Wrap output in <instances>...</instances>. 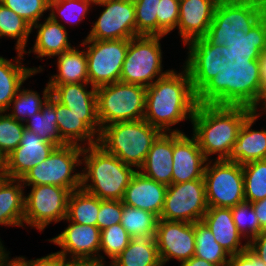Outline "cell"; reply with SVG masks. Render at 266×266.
Instances as JSON below:
<instances>
[{
  "label": "cell",
  "instance_id": "1",
  "mask_svg": "<svg viewBox=\"0 0 266 266\" xmlns=\"http://www.w3.org/2000/svg\"><path fill=\"white\" fill-rule=\"evenodd\" d=\"M179 73L171 69L146 88L144 120L161 132L184 133L171 126L189 119L192 121L198 105L187 69Z\"/></svg>",
  "mask_w": 266,
  "mask_h": 266
},
{
  "label": "cell",
  "instance_id": "2",
  "mask_svg": "<svg viewBox=\"0 0 266 266\" xmlns=\"http://www.w3.org/2000/svg\"><path fill=\"white\" fill-rule=\"evenodd\" d=\"M251 114L245 106L198 104L191 124L205 158L218 154L215 160H225L236 141L245 119Z\"/></svg>",
  "mask_w": 266,
  "mask_h": 266
},
{
  "label": "cell",
  "instance_id": "3",
  "mask_svg": "<svg viewBox=\"0 0 266 266\" xmlns=\"http://www.w3.org/2000/svg\"><path fill=\"white\" fill-rule=\"evenodd\" d=\"M261 84L258 60L228 62L197 93V103L250 108L256 101Z\"/></svg>",
  "mask_w": 266,
  "mask_h": 266
},
{
  "label": "cell",
  "instance_id": "4",
  "mask_svg": "<svg viewBox=\"0 0 266 266\" xmlns=\"http://www.w3.org/2000/svg\"><path fill=\"white\" fill-rule=\"evenodd\" d=\"M81 158V188L101 200H122L136 170L98 144L83 146Z\"/></svg>",
  "mask_w": 266,
  "mask_h": 266
},
{
  "label": "cell",
  "instance_id": "5",
  "mask_svg": "<svg viewBox=\"0 0 266 266\" xmlns=\"http://www.w3.org/2000/svg\"><path fill=\"white\" fill-rule=\"evenodd\" d=\"M161 133L144 119L115 122L101 128L98 145L138 171Z\"/></svg>",
  "mask_w": 266,
  "mask_h": 266
},
{
  "label": "cell",
  "instance_id": "6",
  "mask_svg": "<svg viewBox=\"0 0 266 266\" xmlns=\"http://www.w3.org/2000/svg\"><path fill=\"white\" fill-rule=\"evenodd\" d=\"M97 115L101 128L115 122L144 119L146 87L114 82L96 88Z\"/></svg>",
  "mask_w": 266,
  "mask_h": 266
},
{
  "label": "cell",
  "instance_id": "7",
  "mask_svg": "<svg viewBox=\"0 0 266 266\" xmlns=\"http://www.w3.org/2000/svg\"><path fill=\"white\" fill-rule=\"evenodd\" d=\"M82 153L83 146H58L44 161L29 170L21 181L23 185L50 184L67 188L70 192L75 191L81 188V173H75V170L82 165Z\"/></svg>",
  "mask_w": 266,
  "mask_h": 266
},
{
  "label": "cell",
  "instance_id": "8",
  "mask_svg": "<svg viewBox=\"0 0 266 266\" xmlns=\"http://www.w3.org/2000/svg\"><path fill=\"white\" fill-rule=\"evenodd\" d=\"M161 38L162 36L139 35L130 39L120 82L147 88L170 71L162 70Z\"/></svg>",
  "mask_w": 266,
  "mask_h": 266
},
{
  "label": "cell",
  "instance_id": "9",
  "mask_svg": "<svg viewBox=\"0 0 266 266\" xmlns=\"http://www.w3.org/2000/svg\"><path fill=\"white\" fill-rule=\"evenodd\" d=\"M260 20V0H219L204 36L211 44L225 46L232 37L248 33Z\"/></svg>",
  "mask_w": 266,
  "mask_h": 266
},
{
  "label": "cell",
  "instance_id": "10",
  "mask_svg": "<svg viewBox=\"0 0 266 266\" xmlns=\"http://www.w3.org/2000/svg\"><path fill=\"white\" fill-rule=\"evenodd\" d=\"M210 159L204 170L208 207L231 208L245 201L242 165ZM212 164V165H211Z\"/></svg>",
  "mask_w": 266,
  "mask_h": 266
},
{
  "label": "cell",
  "instance_id": "11",
  "mask_svg": "<svg viewBox=\"0 0 266 266\" xmlns=\"http://www.w3.org/2000/svg\"><path fill=\"white\" fill-rule=\"evenodd\" d=\"M130 39L90 40L85 38L89 84L95 88L120 81ZM88 45V46H87Z\"/></svg>",
  "mask_w": 266,
  "mask_h": 266
},
{
  "label": "cell",
  "instance_id": "12",
  "mask_svg": "<svg viewBox=\"0 0 266 266\" xmlns=\"http://www.w3.org/2000/svg\"><path fill=\"white\" fill-rule=\"evenodd\" d=\"M31 186L25 196L24 223L43 231L50 223H58L67 218L68 198L70 191L56 185Z\"/></svg>",
  "mask_w": 266,
  "mask_h": 266
},
{
  "label": "cell",
  "instance_id": "13",
  "mask_svg": "<svg viewBox=\"0 0 266 266\" xmlns=\"http://www.w3.org/2000/svg\"><path fill=\"white\" fill-rule=\"evenodd\" d=\"M207 209L204 179L171 184L159 219L194 223L202 220Z\"/></svg>",
  "mask_w": 266,
  "mask_h": 266
},
{
  "label": "cell",
  "instance_id": "14",
  "mask_svg": "<svg viewBox=\"0 0 266 266\" xmlns=\"http://www.w3.org/2000/svg\"><path fill=\"white\" fill-rule=\"evenodd\" d=\"M96 5L104 9L86 36L87 39H131L137 36L133 0H106Z\"/></svg>",
  "mask_w": 266,
  "mask_h": 266
},
{
  "label": "cell",
  "instance_id": "15",
  "mask_svg": "<svg viewBox=\"0 0 266 266\" xmlns=\"http://www.w3.org/2000/svg\"><path fill=\"white\" fill-rule=\"evenodd\" d=\"M155 241L163 266L172 258L182 264L195 253L194 223L159 219Z\"/></svg>",
  "mask_w": 266,
  "mask_h": 266
},
{
  "label": "cell",
  "instance_id": "16",
  "mask_svg": "<svg viewBox=\"0 0 266 266\" xmlns=\"http://www.w3.org/2000/svg\"><path fill=\"white\" fill-rule=\"evenodd\" d=\"M188 58L184 67L187 69L194 92L197 94L211 81L228 60L221 55V46L209 43L204 37L188 42Z\"/></svg>",
  "mask_w": 266,
  "mask_h": 266
},
{
  "label": "cell",
  "instance_id": "17",
  "mask_svg": "<svg viewBox=\"0 0 266 266\" xmlns=\"http://www.w3.org/2000/svg\"><path fill=\"white\" fill-rule=\"evenodd\" d=\"M57 144L47 142L24 129L19 146L5 159V177L21 179L29 170L44 161Z\"/></svg>",
  "mask_w": 266,
  "mask_h": 266
},
{
  "label": "cell",
  "instance_id": "18",
  "mask_svg": "<svg viewBox=\"0 0 266 266\" xmlns=\"http://www.w3.org/2000/svg\"><path fill=\"white\" fill-rule=\"evenodd\" d=\"M172 184L204 179L207 163L197 139L185 133L173 132Z\"/></svg>",
  "mask_w": 266,
  "mask_h": 266
},
{
  "label": "cell",
  "instance_id": "19",
  "mask_svg": "<svg viewBox=\"0 0 266 266\" xmlns=\"http://www.w3.org/2000/svg\"><path fill=\"white\" fill-rule=\"evenodd\" d=\"M69 225L56 237L49 240L58 245V251L66 259L71 258H102L100 255L101 230L97 226L77 224L68 219ZM69 255V256H68Z\"/></svg>",
  "mask_w": 266,
  "mask_h": 266
},
{
  "label": "cell",
  "instance_id": "20",
  "mask_svg": "<svg viewBox=\"0 0 266 266\" xmlns=\"http://www.w3.org/2000/svg\"><path fill=\"white\" fill-rule=\"evenodd\" d=\"M56 115L60 138L66 144L84 145V147L86 144L87 146L98 144L101 132L98 115H76L57 100Z\"/></svg>",
  "mask_w": 266,
  "mask_h": 266
},
{
  "label": "cell",
  "instance_id": "21",
  "mask_svg": "<svg viewBox=\"0 0 266 266\" xmlns=\"http://www.w3.org/2000/svg\"><path fill=\"white\" fill-rule=\"evenodd\" d=\"M219 0H180L178 33L184 46L206 35Z\"/></svg>",
  "mask_w": 266,
  "mask_h": 266
},
{
  "label": "cell",
  "instance_id": "22",
  "mask_svg": "<svg viewBox=\"0 0 266 266\" xmlns=\"http://www.w3.org/2000/svg\"><path fill=\"white\" fill-rule=\"evenodd\" d=\"M167 187L136 171L125 189L122 203L149 211L160 218Z\"/></svg>",
  "mask_w": 266,
  "mask_h": 266
},
{
  "label": "cell",
  "instance_id": "23",
  "mask_svg": "<svg viewBox=\"0 0 266 266\" xmlns=\"http://www.w3.org/2000/svg\"><path fill=\"white\" fill-rule=\"evenodd\" d=\"M202 221L210 229L216 242L230 255L242 253L248 248V242L241 244L243 236L234 223L231 208L208 207Z\"/></svg>",
  "mask_w": 266,
  "mask_h": 266
},
{
  "label": "cell",
  "instance_id": "24",
  "mask_svg": "<svg viewBox=\"0 0 266 266\" xmlns=\"http://www.w3.org/2000/svg\"><path fill=\"white\" fill-rule=\"evenodd\" d=\"M173 132H162L153 142L139 172L166 186L172 184Z\"/></svg>",
  "mask_w": 266,
  "mask_h": 266
},
{
  "label": "cell",
  "instance_id": "25",
  "mask_svg": "<svg viewBox=\"0 0 266 266\" xmlns=\"http://www.w3.org/2000/svg\"><path fill=\"white\" fill-rule=\"evenodd\" d=\"M58 19V15L49 14L42 24L38 22L32 26V31L33 28L37 30L35 44L32 50L29 49L24 54L33 52L37 58H52L73 48L69 43L66 27Z\"/></svg>",
  "mask_w": 266,
  "mask_h": 266
},
{
  "label": "cell",
  "instance_id": "26",
  "mask_svg": "<svg viewBox=\"0 0 266 266\" xmlns=\"http://www.w3.org/2000/svg\"><path fill=\"white\" fill-rule=\"evenodd\" d=\"M255 122L256 118L252 114L245 119L225 161L243 165L266 159V130L252 129Z\"/></svg>",
  "mask_w": 266,
  "mask_h": 266
},
{
  "label": "cell",
  "instance_id": "27",
  "mask_svg": "<svg viewBox=\"0 0 266 266\" xmlns=\"http://www.w3.org/2000/svg\"><path fill=\"white\" fill-rule=\"evenodd\" d=\"M17 53L15 61L0 56V112H7L25 80L43 71L41 66L37 68L23 66L20 60H23L24 53L20 51Z\"/></svg>",
  "mask_w": 266,
  "mask_h": 266
},
{
  "label": "cell",
  "instance_id": "28",
  "mask_svg": "<svg viewBox=\"0 0 266 266\" xmlns=\"http://www.w3.org/2000/svg\"><path fill=\"white\" fill-rule=\"evenodd\" d=\"M266 49V29L261 19L252 27L248 33L234 35L229 43L221 46V55L228 62L253 61Z\"/></svg>",
  "mask_w": 266,
  "mask_h": 266
},
{
  "label": "cell",
  "instance_id": "29",
  "mask_svg": "<svg viewBox=\"0 0 266 266\" xmlns=\"http://www.w3.org/2000/svg\"><path fill=\"white\" fill-rule=\"evenodd\" d=\"M21 179H0V225L24 226L25 194Z\"/></svg>",
  "mask_w": 266,
  "mask_h": 266
},
{
  "label": "cell",
  "instance_id": "30",
  "mask_svg": "<svg viewBox=\"0 0 266 266\" xmlns=\"http://www.w3.org/2000/svg\"><path fill=\"white\" fill-rule=\"evenodd\" d=\"M89 83L49 85L51 95L76 115H97L96 88Z\"/></svg>",
  "mask_w": 266,
  "mask_h": 266
},
{
  "label": "cell",
  "instance_id": "31",
  "mask_svg": "<svg viewBox=\"0 0 266 266\" xmlns=\"http://www.w3.org/2000/svg\"><path fill=\"white\" fill-rule=\"evenodd\" d=\"M114 266H163L155 234H135L130 243L113 260Z\"/></svg>",
  "mask_w": 266,
  "mask_h": 266
},
{
  "label": "cell",
  "instance_id": "32",
  "mask_svg": "<svg viewBox=\"0 0 266 266\" xmlns=\"http://www.w3.org/2000/svg\"><path fill=\"white\" fill-rule=\"evenodd\" d=\"M57 74L49 78L48 85L89 83L85 50L76 47L57 56Z\"/></svg>",
  "mask_w": 266,
  "mask_h": 266
},
{
  "label": "cell",
  "instance_id": "33",
  "mask_svg": "<svg viewBox=\"0 0 266 266\" xmlns=\"http://www.w3.org/2000/svg\"><path fill=\"white\" fill-rule=\"evenodd\" d=\"M56 117V99L51 95L41 111L28 118L24 125L43 140L63 146L66 143L60 138Z\"/></svg>",
  "mask_w": 266,
  "mask_h": 266
},
{
  "label": "cell",
  "instance_id": "34",
  "mask_svg": "<svg viewBox=\"0 0 266 266\" xmlns=\"http://www.w3.org/2000/svg\"><path fill=\"white\" fill-rule=\"evenodd\" d=\"M100 209V198L82 188L71 191L68 198V221L97 226V216Z\"/></svg>",
  "mask_w": 266,
  "mask_h": 266
},
{
  "label": "cell",
  "instance_id": "35",
  "mask_svg": "<svg viewBox=\"0 0 266 266\" xmlns=\"http://www.w3.org/2000/svg\"><path fill=\"white\" fill-rule=\"evenodd\" d=\"M195 253L194 256L218 266H228L230 254L219 245L210 229L201 220L194 222Z\"/></svg>",
  "mask_w": 266,
  "mask_h": 266
},
{
  "label": "cell",
  "instance_id": "36",
  "mask_svg": "<svg viewBox=\"0 0 266 266\" xmlns=\"http://www.w3.org/2000/svg\"><path fill=\"white\" fill-rule=\"evenodd\" d=\"M32 26L13 10L0 3V39H16V51L25 52Z\"/></svg>",
  "mask_w": 266,
  "mask_h": 266
},
{
  "label": "cell",
  "instance_id": "37",
  "mask_svg": "<svg viewBox=\"0 0 266 266\" xmlns=\"http://www.w3.org/2000/svg\"><path fill=\"white\" fill-rule=\"evenodd\" d=\"M42 93L43 100L40 97L39 93H37L36 91L24 88L22 89L20 87L19 91L16 94V97L12 100L10 107L7 109L12 113L7 114L17 121L25 122L28 118L41 111L42 106L51 96V88L48 83ZM12 104L13 109L11 110Z\"/></svg>",
  "mask_w": 266,
  "mask_h": 266
},
{
  "label": "cell",
  "instance_id": "38",
  "mask_svg": "<svg viewBox=\"0 0 266 266\" xmlns=\"http://www.w3.org/2000/svg\"><path fill=\"white\" fill-rule=\"evenodd\" d=\"M245 201L254 203L266 198V159L242 165Z\"/></svg>",
  "mask_w": 266,
  "mask_h": 266
},
{
  "label": "cell",
  "instance_id": "39",
  "mask_svg": "<svg viewBox=\"0 0 266 266\" xmlns=\"http://www.w3.org/2000/svg\"><path fill=\"white\" fill-rule=\"evenodd\" d=\"M159 217L149 211L130 207L122 203L121 225L130 236L156 234Z\"/></svg>",
  "mask_w": 266,
  "mask_h": 266
},
{
  "label": "cell",
  "instance_id": "40",
  "mask_svg": "<svg viewBox=\"0 0 266 266\" xmlns=\"http://www.w3.org/2000/svg\"><path fill=\"white\" fill-rule=\"evenodd\" d=\"M136 35L158 36L157 13L160 0H133Z\"/></svg>",
  "mask_w": 266,
  "mask_h": 266
},
{
  "label": "cell",
  "instance_id": "41",
  "mask_svg": "<svg viewBox=\"0 0 266 266\" xmlns=\"http://www.w3.org/2000/svg\"><path fill=\"white\" fill-rule=\"evenodd\" d=\"M25 125L5 112H0V155L5 159L20 144Z\"/></svg>",
  "mask_w": 266,
  "mask_h": 266
},
{
  "label": "cell",
  "instance_id": "42",
  "mask_svg": "<svg viewBox=\"0 0 266 266\" xmlns=\"http://www.w3.org/2000/svg\"><path fill=\"white\" fill-rule=\"evenodd\" d=\"M131 236L120 224L101 230L100 251L113 261L130 243Z\"/></svg>",
  "mask_w": 266,
  "mask_h": 266
},
{
  "label": "cell",
  "instance_id": "43",
  "mask_svg": "<svg viewBox=\"0 0 266 266\" xmlns=\"http://www.w3.org/2000/svg\"><path fill=\"white\" fill-rule=\"evenodd\" d=\"M231 212L239 233L247 242L262 231L251 202L244 201L231 207Z\"/></svg>",
  "mask_w": 266,
  "mask_h": 266
},
{
  "label": "cell",
  "instance_id": "44",
  "mask_svg": "<svg viewBox=\"0 0 266 266\" xmlns=\"http://www.w3.org/2000/svg\"><path fill=\"white\" fill-rule=\"evenodd\" d=\"M90 5L86 0H49V13H57L62 20L75 24L86 18Z\"/></svg>",
  "mask_w": 266,
  "mask_h": 266
},
{
  "label": "cell",
  "instance_id": "45",
  "mask_svg": "<svg viewBox=\"0 0 266 266\" xmlns=\"http://www.w3.org/2000/svg\"><path fill=\"white\" fill-rule=\"evenodd\" d=\"M0 3L13 10L31 26L38 23L49 10V0H0Z\"/></svg>",
  "mask_w": 266,
  "mask_h": 266
},
{
  "label": "cell",
  "instance_id": "46",
  "mask_svg": "<svg viewBox=\"0 0 266 266\" xmlns=\"http://www.w3.org/2000/svg\"><path fill=\"white\" fill-rule=\"evenodd\" d=\"M180 0H160L157 19L158 36L165 37L178 25Z\"/></svg>",
  "mask_w": 266,
  "mask_h": 266
},
{
  "label": "cell",
  "instance_id": "47",
  "mask_svg": "<svg viewBox=\"0 0 266 266\" xmlns=\"http://www.w3.org/2000/svg\"><path fill=\"white\" fill-rule=\"evenodd\" d=\"M122 200H101L97 216V227L103 230L112 225L121 223Z\"/></svg>",
  "mask_w": 266,
  "mask_h": 266
},
{
  "label": "cell",
  "instance_id": "48",
  "mask_svg": "<svg viewBox=\"0 0 266 266\" xmlns=\"http://www.w3.org/2000/svg\"><path fill=\"white\" fill-rule=\"evenodd\" d=\"M23 266H66V258L59 252L48 254L35 260H26L25 257H15Z\"/></svg>",
  "mask_w": 266,
  "mask_h": 266
},
{
  "label": "cell",
  "instance_id": "49",
  "mask_svg": "<svg viewBox=\"0 0 266 266\" xmlns=\"http://www.w3.org/2000/svg\"><path fill=\"white\" fill-rule=\"evenodd\" d=\"M228 266H266V263L247 248L242 253L231 255Z\"/></svg>",
  "mask_w": 266,
  "mask_h": 266
},
{
  "label": "cell",
  "instance_id": "50",
  "mask_svg": "<svg viewBox=\"0 0 266 266\" xmlns=\"http://www.w3.org/2000/svg\"><path fill=\"white\" fill-rule=\"evenodd\" d=\"M248 249L266 263V229L248 242Z\"/></svg>",
  "mask_w": 266,
  "mask_h": 266
},
{
  "label": "cell",
  "instance_id": "51",
  "mask_svg": "<svg viewBox=\"0 0 266 266\" xmlns=\"http://www.w3.org/2000/svg\"><path fill=\"white\" fill-rule=\"evenodd\" d=\"M109 265H106L104 256L102 258H67L66 266H114L113 261H110Z\"/></svg>",
  "mask_w": 266,
  "mask_h": 266
},
{
  "label": "cell",
  "instance_id": "52",
  "mask_svg": "<svg viewBox=\"0 0 266 266\" xmlns=\"http://www.w3.org/2000/svg\"><path fill=\"white\" fill-rule=\"evenodd\" d=\"M261 229H266V198L252 203Z\"/></svg>",
  "mask_w": 266,
  "mask_h": 266
},
{
  "label": "cell",
  "instance_id": "53",
  "mask_svg": "<svg viewBox=\"0 0 266 266\" xmlns=\"http://www.w3.org/2000/svg\"><path fill=\"white\" fill-rule=\"evenodd\" d=\"M261 80H262V84H261L259 94L256 98L255 103L250 107V111H258L261 103L262 104L266 103V79H261Z\"/></svg>",
  "mask_w": 266,
  "mask_h": 266
},
{
  "label": "cell",
  "instance_id": "54",
  "mask_svg": "<svg viewBox=\"0 0 266 266\" xmlns=\"http://www.w3.org/2000/svg\"><path fill=\"white\" fill-rule=\"evenodd\" d=\"M180 266H218L196 256L180 264Z\"/></svg>",
  "mask_w": 266,
  "mask_h": 266
},
{
  "label": "cell",
  "instance_id": "55",
  "mask_svg": "<svg viewBox=\"0 0 266 266\" xmlns=\"http://www.w3.org/2000/svg\"><path fill=\"white\" fill-rule=\"evenodd\" d=\"M261 79H266V49L258 59Z\"/></svg>",
  "mask_w": 266,
  "mask_h": 266
},
{
  "label": "cell",
  "instance_id": "56",
  "mask_svg": "<svg viewBox=\"0 0 266 266\" xmlns=\"http://www.w3.org/2000/svg\"><path fill=\"white\" fill-rule=\"evenodd\" d=\"M0 266H23L16 258L10 259L9 254L1 261Z\"/></svg>",
  "mask_w": 266,
  "mask_h": 266
},
{
  "label": "cell",
  "instance_id": "57",
  "mask_svg": "<svg viewBox=\"0 0 266 266\" xmlns=\"http://www.w3.org/2000/svg\"><path fill=\"white\" fill-rule=\"evenodd\" d=\"M260 19L266 29V0H260Z\"/></svg>",
  "mask_w": 266,
  "mask_h": 266
},
{
  "label": "cell",
  "instance_id": "58",
  "mask_svg": "<svg viewBox=\"0 0 266 266\" xmlns=\"http://www.w3.org/2000/svg\"><path fill=\"white\" fill-rule=\"evenodd\" d=\"M0 177H5V161L1 155H0Z\"/></svg>",
  "mask_w": 266,
  "mask_h": 266
},
{
  "label": "cell",
  "instance_id": "59",
  "mask_svg": "<svg viewBox=\"0 0 266 266\" xmlns=\"http://www.w3.org/2000/svg\"><path fill=\"white\" fill-rule=\"evenodd\" d=\"M263 105V106H262ZM261 105V109H259V113H258V111H251V114L256 118V120H258V118L261 116V112H260V110L262 111H264L265 113H266V103L265 104H262Z\"/></svg>",
  "mask_w": 266,
  "mask_h": 266
},
{
  "label": "cell",
  "instance_id": "60",
  "mask_svg": "<svg viewBox=\"0 0 266 266\" xmlns=\"http://www.w3.org/2000/svg\"><path fill=\"white\" fill-rule=\"evenodd\" d=\"M86 1H89V2H91L93 5H96V4L102 3V2H104V1H106V0H86Z\"/></svg>",
  "mask_w": 266,
  "mask_h": 266
}]
</instances>
